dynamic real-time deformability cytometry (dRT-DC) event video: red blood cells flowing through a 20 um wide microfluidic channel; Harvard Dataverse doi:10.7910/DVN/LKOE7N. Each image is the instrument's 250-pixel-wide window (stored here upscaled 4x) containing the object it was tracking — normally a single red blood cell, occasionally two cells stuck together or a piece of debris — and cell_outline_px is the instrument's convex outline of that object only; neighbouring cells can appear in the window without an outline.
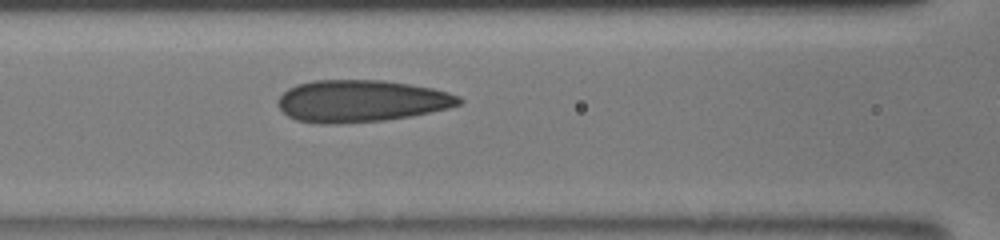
{"species": "human", "species_latin": "Homo sapiens", "temperature_condition": "room temperature", "stored_images_in_passage": 7, "segment_of_instrument_passage": [1, 2], "camera_frame_rate_fps": 3000, "um_per_image_px": 0.085, "donor": {"sex": "male"}, "frame": {"image": 1, "passage_image": 6, "time_ms": 3.333, "image_size_px": [1000, 240], "cell_outline_px": [[464, 100], [460, 104], [448, 108], [412, 116], [384, 120], [336, 124], [320, 124], [296, 120], [288, 116], [276, 104], [276, 100], [288, 88], [296, 84], [312, 80], [384, 80], [432, 88], [448, 92], [460, 96]], "centroid_in_image_um": [30.68, 8.58], "position_along_channel_um": 135.9, "area_um2": 44.56}}